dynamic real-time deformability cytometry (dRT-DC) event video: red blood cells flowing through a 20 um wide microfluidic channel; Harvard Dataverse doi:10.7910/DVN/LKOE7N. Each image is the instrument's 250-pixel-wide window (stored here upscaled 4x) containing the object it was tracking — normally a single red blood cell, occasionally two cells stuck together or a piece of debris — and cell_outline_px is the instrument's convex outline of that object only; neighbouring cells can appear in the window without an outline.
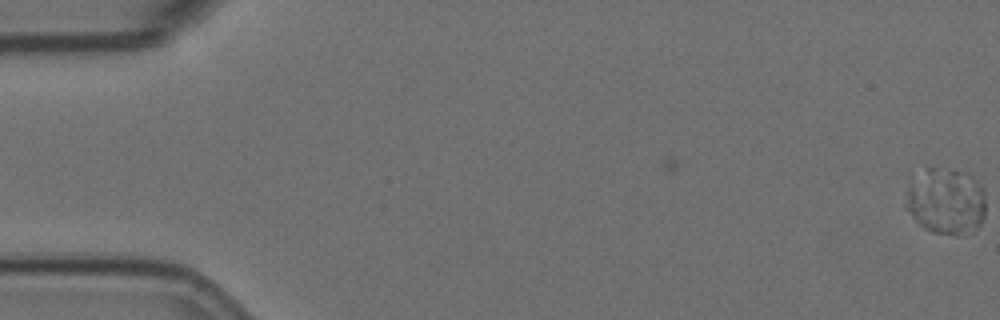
{"species": "Egyptian fruit bat (a non-hibernating species)", "species_latin": "Rousettus aegyptiacus", "temperature_condition": "room temperature", "stored_images_in_passage": 4, "camera_frame_rate_fps": 3000, "um_per_image_px": 0.085, "animal": {"sex": "female"}, "frame": {"image": 1, "passage_image": 4, "time_ms": 1.0, "image_size_px": [1000, 320], "cell_outline_px": [[984, 216], [980, 224], [976, 228], [956, 232], [932, 232], [924, 228], [912, 216], [908, 208], [908, 188], [928, 168], [936, 168], [964, 172], [972, 176], [984, 188]], "centroid_in_image_um": [80.46, 17.08], "position_along_channel_um": 4.5, "area_um2": 29.36}}